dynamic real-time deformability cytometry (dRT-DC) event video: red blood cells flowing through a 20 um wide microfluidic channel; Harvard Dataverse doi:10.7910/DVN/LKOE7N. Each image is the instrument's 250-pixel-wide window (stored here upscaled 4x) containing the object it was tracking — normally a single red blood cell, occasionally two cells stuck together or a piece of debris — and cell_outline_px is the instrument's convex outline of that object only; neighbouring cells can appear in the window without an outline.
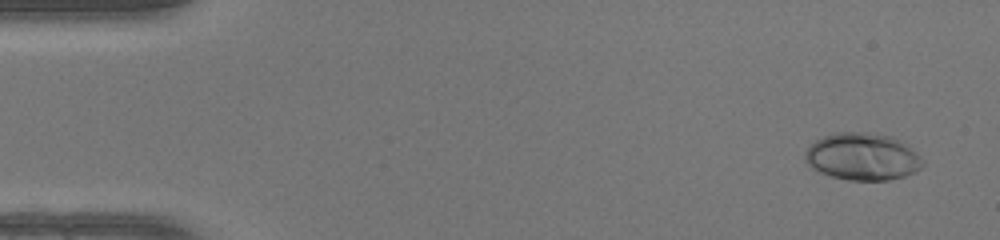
{"species": "human", "species_latin": "Homo sapiens", "temperature_condition": "warm", "stored_images_in_passage": 49, "camera_frame_rate_fps": 3000, "um_per_image_px": 0.085, "donor": {"sex": "female"}, "frame": {"image": 1, "passage_image": 3, "time_ms": 0.667, "image_size_px": [1000, 240], "cell_outline_px": [[924, 164], [916, 172], [904, 176], [888, 180], [848, 180], [832, 176], [820, 172], [812, 168], [804, 160], [804, 152], [816, 140], [824, 136], [836, 132], [860, 132], [892, 136], [900, 140], [916, 152], [924, 160]], "centroid_in_image_um": [73.32, 13.32], "position_along_channel_um": 11.7, "area_um2": 32.37}}
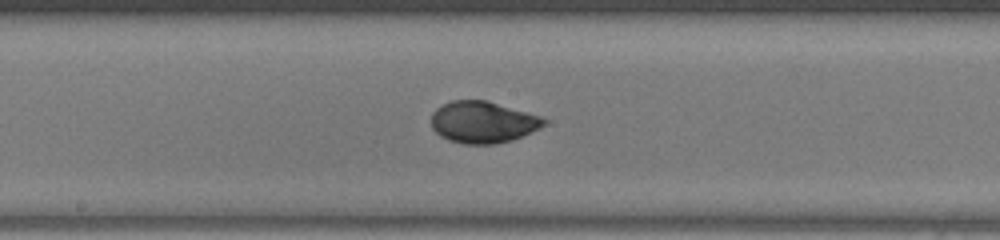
{"frame": {"image": 2, "passage_image": 26, "time_ms": 8.333, "image_size_px": [1000, 240], "cell_outline_px": [[548, 124], [540, 128], [512, 140], [496, 144], [464, 144], [448, 140], [440, 136], [432, 128], [432, 112], [436, 108], [452, 100], [488, 100], [544, 116], [548, 120]], "centroid_in_image_um": [41.1, 10.37], "position_along_channel_um": 207.1, "area_um2": 27.8}}
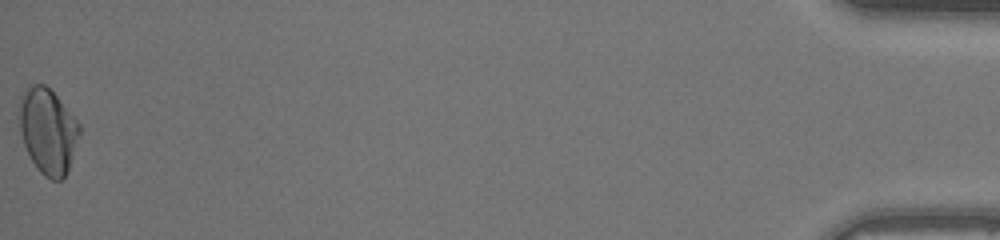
{"frame": {"image": 3, "passage_image": 49, "time_ms": 16.0, "image_size_px": [1000, 240], "cell_outline_px": [[80, 132], [68, 168], [64, 176], [60, 180], [52, 180], [44, 176], [40, 172], [32, 160], [24, 144], [20, 132], [20, 96], [32, 84], [44, 84], [56, 96], [80, 124]], "centroid_in_image_um": [4.06, 11.14], "position_along_channel_um": 431.1, "area_um2": 29.25}, "authors_computed_cell_mechanics": {"area_um2": 27.9752, "velocity_mm_per_s": 4.2874, "shape_relaxation_time_tau1_ms": 4.6743, "shape_relaxation_time_tau2_ms": null, "deformation_change_tau1": 0.2019, "deformation_change_tau2": null}}